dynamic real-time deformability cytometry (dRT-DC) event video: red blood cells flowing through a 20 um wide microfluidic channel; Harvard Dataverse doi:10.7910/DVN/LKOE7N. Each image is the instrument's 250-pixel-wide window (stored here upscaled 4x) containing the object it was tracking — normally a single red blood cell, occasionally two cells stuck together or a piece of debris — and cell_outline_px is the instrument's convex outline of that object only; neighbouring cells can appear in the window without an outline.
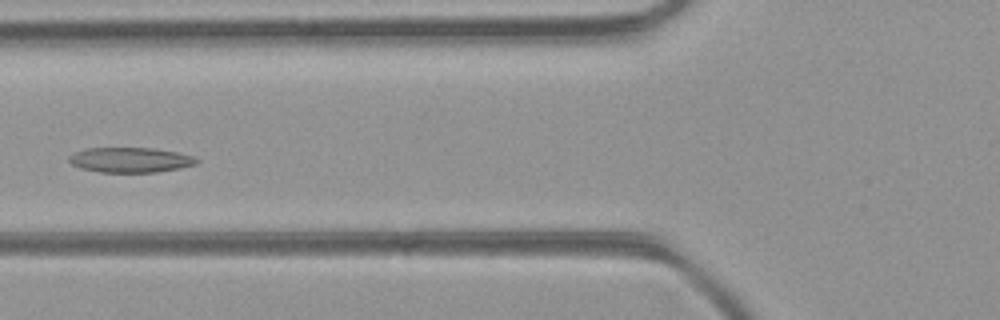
{"species": "common noctule bat (a hibernating species)", "species_latin": "Nyctalus noctula", "temperature_condition": "room temperature", "stored_images_in_passage": 36, "camera_frame_rate_fps": 3000, "um_per_image_px": 0.085, "animal": {"sex": "female", "body_mass_g": 21.9}, "frame": {"image": 1, "passage_image": 7, "time_ms": 2.0, "image_size_px": [1000, 320], "cell_outline_px": [[200, 160], [196, 164], [180, 168], [156, 172], [100, 172], [80, 168], [72, 164], [68, 160], [68, 156], [76, 152], [88, 148], [152, 148], [176, 152], [196, 156]], "centroid_in_image_um": [11.1, 13.59], "position_along_channel_um": 114.7, "area_um2": 18.61}}
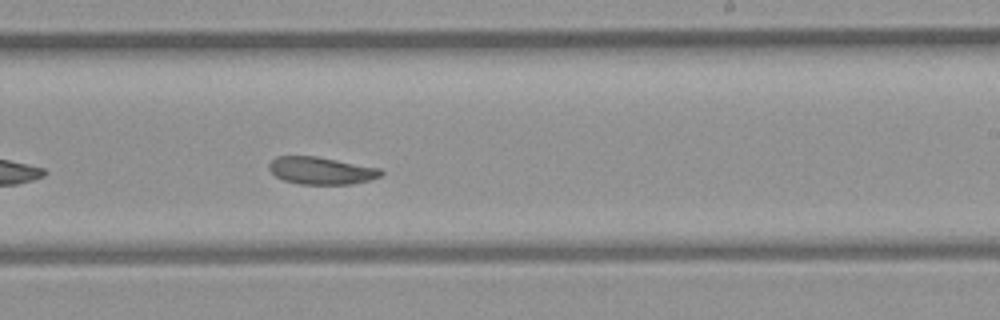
{"frame": {"image": 2, "passage_image": 17, "time_ms": 5.333, "image_size_px": [1000, 320], "cell_outline_px": [[384, 176], [352, 184], [300, 184], [284, 180], [276, 176], [268, 168], [268, 164], [276, 156], [316, 156], [380, 168], [384, 172]], "centroid_in_image_um": [27.32, 14.5], "position_along_channel_um": 261.7, "area_um2": 17.86}}
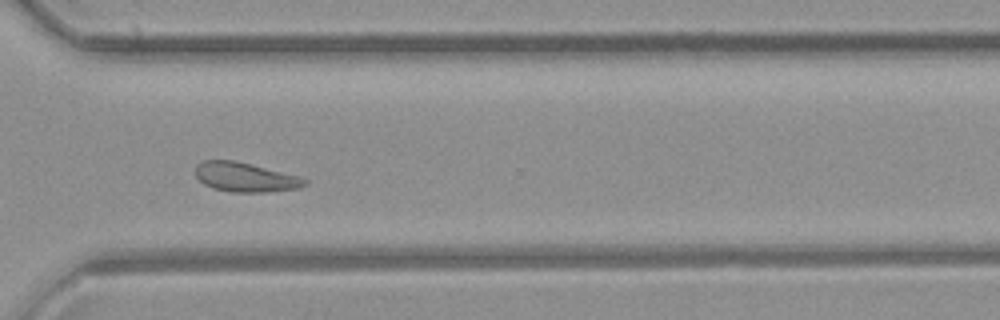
{"frame": {"image": 3, "passage_image": 23, "time_ms": 7.333, "image_size_px": [1000, 320], "cell_outline_px": [[308, 184], [300, 188], [268, 192], [232, 192], [212, 188], [204, 184], [196, 176], [196, 164], [200, 160], [232, 160], [252, 164], [300, 176], [308, 180]], "centroid_in_image_um": [20.87, 15.06], "position_along_channel_um": 349.7, "area_um2": 18.9}, "authors_computed_cell_mechanics": {"area_um2": 19.0162, "velocity_mm_per_s": 4.409, "shape_relaxation_time_tau1_ms": 8.2817, "shape_relaxation_time_tau2_ms": 8.8606, "deformation_change_tau1": 0.1388, "deformation_change_tau2": 0.1669}}